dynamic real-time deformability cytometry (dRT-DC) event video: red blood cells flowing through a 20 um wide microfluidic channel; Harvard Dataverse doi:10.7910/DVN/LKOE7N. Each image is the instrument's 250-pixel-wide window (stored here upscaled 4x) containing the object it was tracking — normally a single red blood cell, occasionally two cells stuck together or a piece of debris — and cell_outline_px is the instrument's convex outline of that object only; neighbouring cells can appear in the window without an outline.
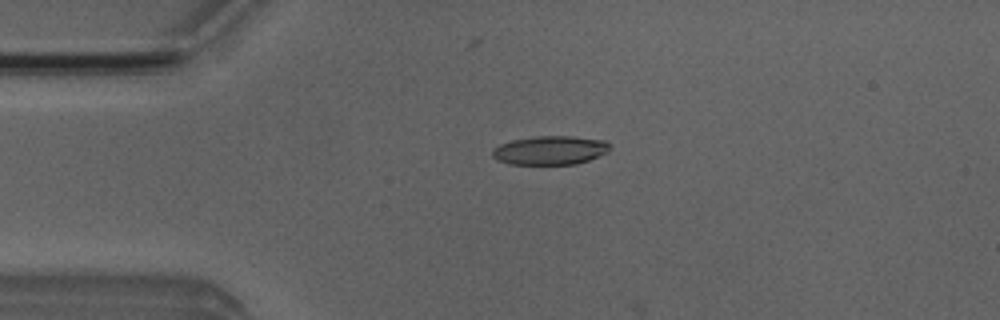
{"species": "Egyptian fruit bat (a non-hibernating species)", "species_latin": "Rousettus aegyptiacus", "temperature_condition": "room temperature", "stored_images_in_passage": 5, "camera_frame_rate_fps": 3000, "um_per_image_px": 0.085, "animal": {"sex": "male"}, "frame": {"image": 1, "passage_image": 4, "time_ms": 3.333, "image_size_px": [1000, 320], "cell_outline_px": [[612, 148], [608, 152], [588, 160], [576, 164], [508, 164], [492, 156], [492, 148], [500, 144], [512, 140], [536, 136], [572, 136], [604, 140]], "centroid_in_image_um": [46.76, 12.77], "position_along_channel_um": 38.2, "area_um2": 19.71}}